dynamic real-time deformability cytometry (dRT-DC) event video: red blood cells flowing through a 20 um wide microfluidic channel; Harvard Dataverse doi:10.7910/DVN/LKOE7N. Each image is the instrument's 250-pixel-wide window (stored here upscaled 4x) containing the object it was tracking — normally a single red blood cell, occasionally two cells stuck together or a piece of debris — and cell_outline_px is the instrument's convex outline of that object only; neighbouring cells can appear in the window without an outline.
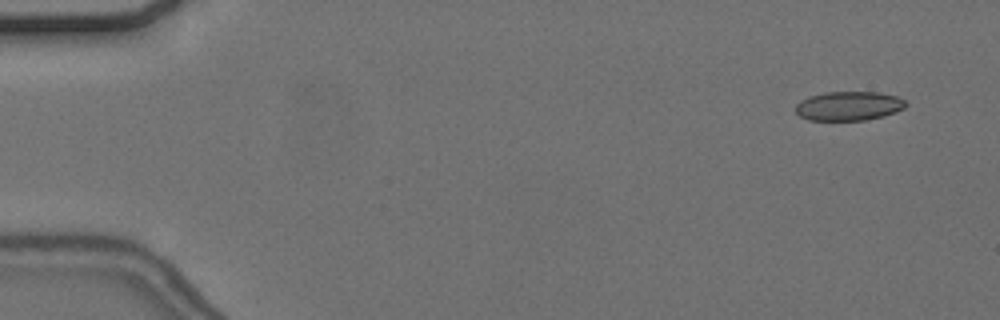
{"species": "common noctule bat (a hibernating species)", "species_latin": "Nyctalus noctula", "temperature_condition": "cold", "stored_images_in_passage": 54, "camera_frame_rate_fps": 3000, "um_per_image_px": 0.085, "animal": {"sex": "female", "body_mass_g": 24.6, "forearm_length_mm": 56.2}, "frame": {"image": 1, "passage_image": 1, "time_ms": 0.0, "image_size_px": [1000, 320], "cell_outline_px": [[908, 104], [904, 108], [896, 112], [884, 116], [864, 120], [808, 120], [800, 116], [796, 112], [796, 104], [800, 100], [808, 96], [824, 92], [876, 92], [896, 96], [904, 100]], "centroid_in_image_um": [72.13, 9.0], "position_along_channel_um": 12.9, "area_um2": 18.79}}
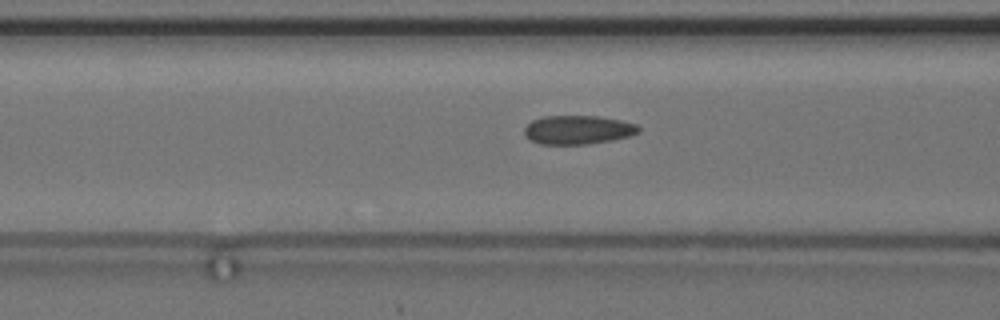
{"frame": {"image": 2, "passage_image": 20, "time_ms": 6.333, "image_size_px": [1000, 320], "cell_outline_px": [[640, 132], [628, 136], [612, 140], [588, 144], [540, 144], [532, 140], [524, 132], [524, 128], [532, 120], [544, 116], [600, 116], [620, 120], [636, 124], [640, 128]], "centroid_in_image_um": [49.14, 11.03], "position_along_channel_um": 117.5, "area_um2": 19.07}}
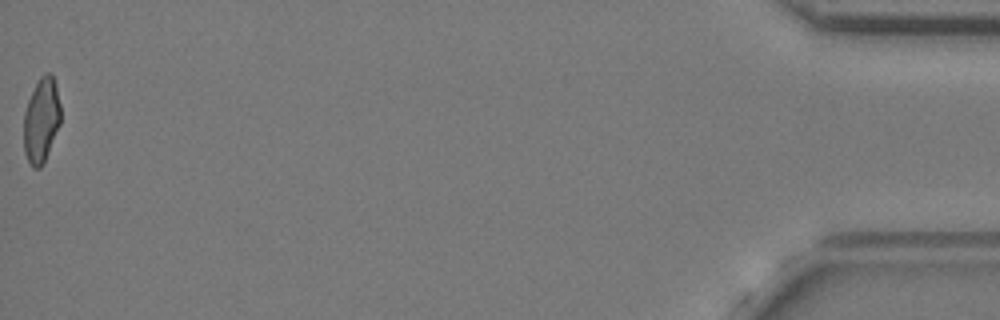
{"frame": {"image": 3, "passage_image": 54, "time_ms": 17.667, "image_size_px": [1000, 320], "cell_outline_px": [[60, 124], [44, 164], [40, 168], [32, 168], [24, 152], [24, 112], [28, 100], [40, 76], [44, 72], [52, 72], [56, 84], [60, 104]], "centroid_in_image_um": [3.52, 10.21], "position_along_channel_um": 431.7, "area_um2": 18.44}, "authors_computed_cell_mechanics": {"area_um2": 19.1896, "velocity_mm_per_s": 3.6586, "shape_relaxation_time_tau1_ms": null, "shape_relaxation_time_tau2_ms": 1.3033, "deformation_change_tau1": null, "deformation_change_tau2": 0.0755}}